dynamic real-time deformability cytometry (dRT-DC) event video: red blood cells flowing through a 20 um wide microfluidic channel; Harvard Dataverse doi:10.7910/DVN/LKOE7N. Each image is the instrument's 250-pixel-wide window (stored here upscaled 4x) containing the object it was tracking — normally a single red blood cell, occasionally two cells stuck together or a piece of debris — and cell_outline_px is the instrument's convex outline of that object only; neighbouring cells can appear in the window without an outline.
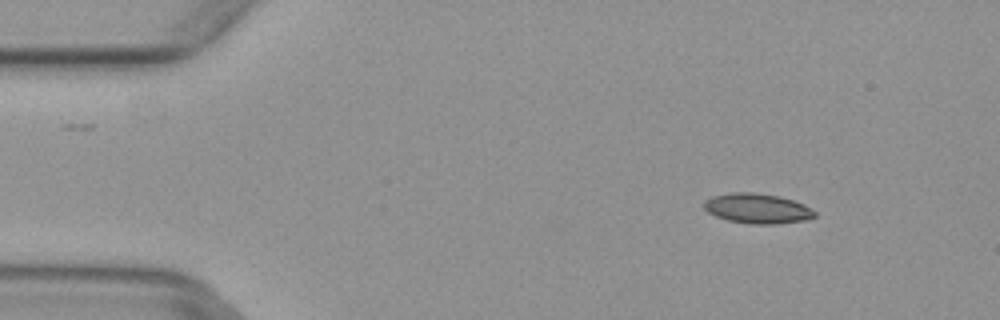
{"species": "common noctule bat (a hibernating species)", "species_latin": "Nyctalus noctula", "temperature_condition": "warm", "stored_images_in_passage": 3, "camera_frame_rate_fps": 3000, "um_per_image_px": 0.085, "animal": {"sex": "female", "body_mass_g": 29.2, "forearm_length_mm": 56.3}, "frame": {"image": 1, "passage_image": 1, "time_ms": 0.0, "image_size_px": [1000, 320], "cell_outline_px": [[816, 216], [804, 220], [776, 224], [752, 224], [728, 220], [716, 216], [708, 212], [704, 208], [704, 200], [712, 196], [728, 192], [756, 192], [780, 196], [804, 204], [816, 212]], "centroid_in_image_um": [64.36, 17.7], "position_along_channel_um": 20.6, "area_um2": 19.42}}